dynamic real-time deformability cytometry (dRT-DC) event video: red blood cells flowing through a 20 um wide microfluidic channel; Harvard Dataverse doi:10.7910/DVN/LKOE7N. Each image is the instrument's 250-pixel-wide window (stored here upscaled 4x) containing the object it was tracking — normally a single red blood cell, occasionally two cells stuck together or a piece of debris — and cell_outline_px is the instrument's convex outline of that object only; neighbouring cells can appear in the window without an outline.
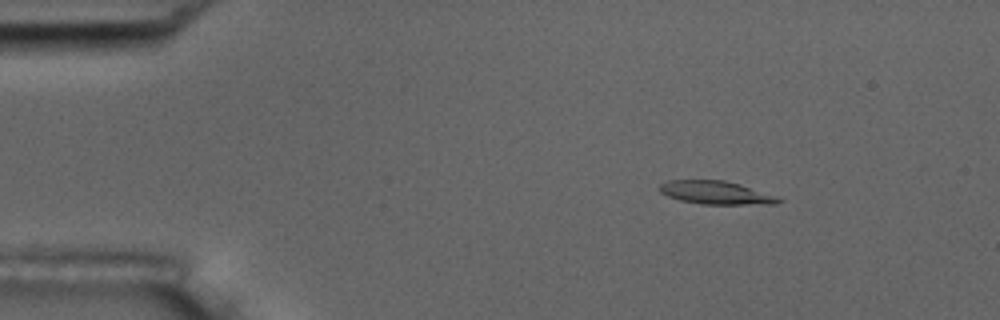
{"species": "common noctule bat (a hibernating species)", "species_latin": "Nyctalus noctula", "temperature_condition": "room temperature", "stored_images_in_passage": 4, "camera_frame_rate_fps": 3000, "um_per_image_px": 0.085, "animal": {"sex": "male", "body_mass_g": 17.5, "forearm_length_mm": 52.3}, "frame": {"image": 1, "passage_image": 1, "time_ms": 0.0, "image_size_px": [1000, 320], "cell_outline_px": [[784, 200], [776, 204], [704, 204], [680, 200], [668, 196], [660, 192], [660, 184], [668, 180], [724, 180], [740, 184]], "centroid_in_image_um": [60.81, 16.37], "position_along_channel_um": 24.2, "area_um2": 15.78}}
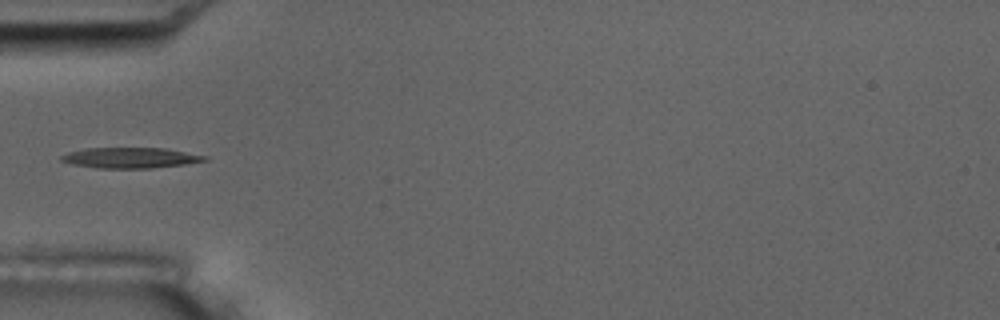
{"frame": {"image": 2, "passage_image": 4, "time_ms": 3.333, "image_size_px": [1000, 320], "cell_outline_px": [[208, 160], [184, 164], [152, 168], [96, 168], [72, 164], [60, 160], [60, 156], [68, 152], [84, 148], [164, 148], [208, 156]], "centroid_in_image_um": [11.06, 13.41], "position_along_channel_um": 73.9, "area_um2": 17.17}}